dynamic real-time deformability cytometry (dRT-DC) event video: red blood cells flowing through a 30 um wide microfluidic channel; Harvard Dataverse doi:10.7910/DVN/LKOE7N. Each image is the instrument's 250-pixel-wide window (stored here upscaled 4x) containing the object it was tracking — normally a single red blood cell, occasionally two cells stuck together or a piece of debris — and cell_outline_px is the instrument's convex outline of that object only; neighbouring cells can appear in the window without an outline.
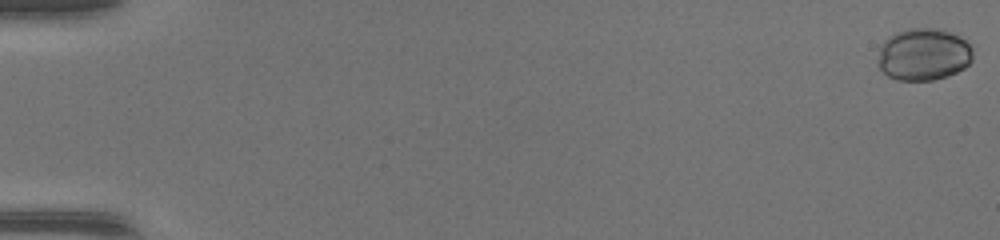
{"species": "common noctule bat (a hibernating species)", "species_latin": "Nyctalus noctula", "temperature_condition": "warm", "stored_images_in_passage": 48, "camera_frame_rate_fps": 3000, "um_per_image_px": 0.085, "animal": {"sex": "female", "body_mass_g": 17.0, "forearm_length_mm": 48.0}, "frame": {"image": 1, "passage_image": 1, "time_ms": 0.0, "image_size_px": [1000, 240], "cell_outline_px": [[972, 60], [964, 68], [948, 76], [932, 80], [896, 80], [888, 76], [880, 68], [876, 60], [880, 44], [888, 36], [896, 32], [908, 28], [940, 28], [960, 36], [972, 48]], "centroid_in_image_um": [78.47, 4.61], "position_along_channel_um": 6.5, "area_um2": 29.25}}
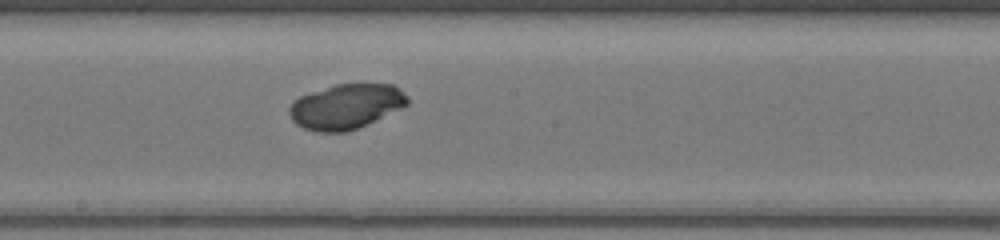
{"frame": {"image": 2, "passage_image": 28, "time_ms": 9.0, "image_size_px": [1000, 240], "cell_outline_px": [[408, 104], [400, 108], [356, 128], [344, 132], [316, 132], [304, 128], [296, 124], [292, 120], [288, 112], [288, 108], [300, 96], [336, 84], [392, 84], [400, 88], [408, 96]], "centroid_in_image_um": [29.4, 9.04], "position_along_channel_um": 218.8, "area_um2": 30.52}}
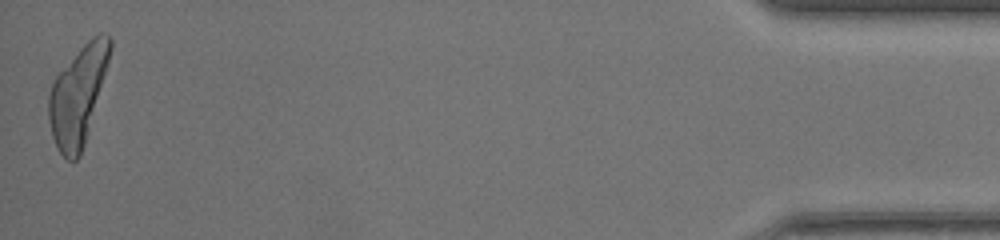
{"frame": {"image": 3, "passage_image": 48, "time_ms": 15.667, "image_size_px": [1000, 240], "cell_outline_px": [[112, 48], [84, 144], [80, 156], [76, 160], [68, 160], [60, 152], [52, 136], [48, 120], [48, 96], [52, 80], [80, 48], [92, 36], [100, 32], [104, 32], [112, 40]], "centroid_in_image_um": [6.6, 8.08], "position_along_channel_um": 428.6, "area_um2": 34.51}}